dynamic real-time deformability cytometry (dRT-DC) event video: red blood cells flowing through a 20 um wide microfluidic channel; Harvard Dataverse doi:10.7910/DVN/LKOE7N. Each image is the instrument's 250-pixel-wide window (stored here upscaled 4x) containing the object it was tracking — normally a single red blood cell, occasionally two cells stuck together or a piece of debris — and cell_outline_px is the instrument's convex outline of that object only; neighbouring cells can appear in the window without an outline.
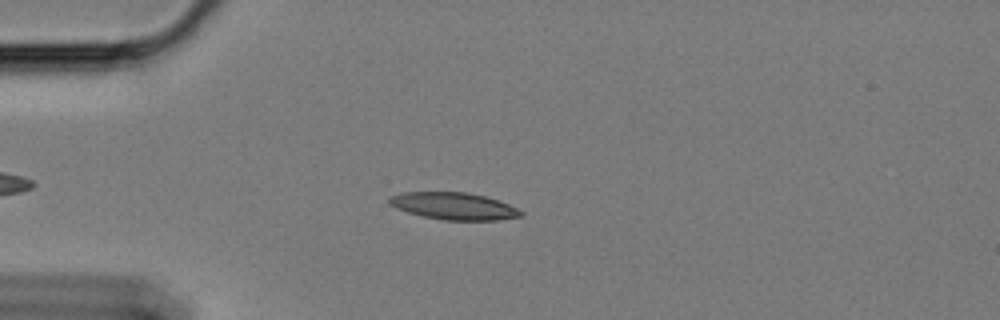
{"species": "Egyptian fruit bat (a non-hibernating species)", "species_latin": "Rousettus aegyptiacus", "temperature_condition": "cold", "stored_images_in_passage": 47, "camera_frame_rate_fps": 3000, "um_per_image_px": 0.085, "animal": {"sex": "female"}, "frame": {"image": 1, "passage_image": 12, "time_ms": 3.667, "image_size_px": [1000, 320], "cell_outline_px": [[524, 216], [496, 220], [444, 220], [424, 216], [408, 212], [396, 208], [388, 204], [388, 196], [400, 192], [464, 192], [484, 196], [508, 204], [524, 212]], "centroid_in_image_um": [38.54, 17.51], "position_along_channel_um": 46.5, "area_um2": 20.75}}
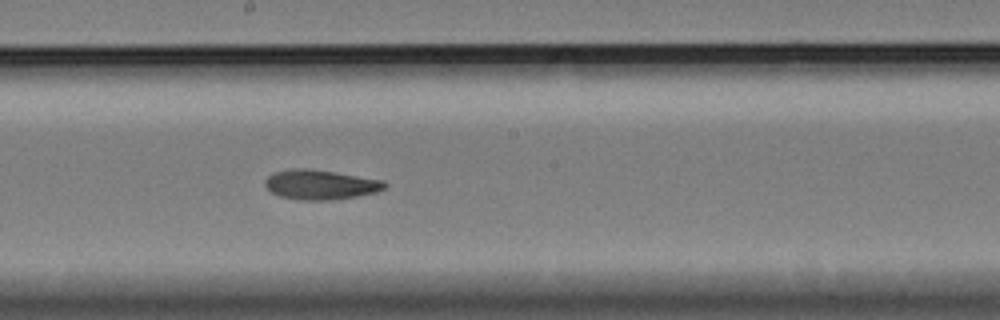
{"frame": {"image": 2, "passage_image": 29, "time_ms": 9.333, "image_size_px": [1000, 320], "cell_outline_px": [[388, 184], [384, 188], [376, 192], [356, 196], [332, 200], [304, 200], [280, 196], [272, 192], [264, 184], [264, 180], [268, 176], [276, 172], [292, 168], [308, 168], [336, 172], [384, 180]], "centroid_in_image_um": [27.25, 15.68], "position_along_channel_um": 220.9, "area_um2": 20.63}}
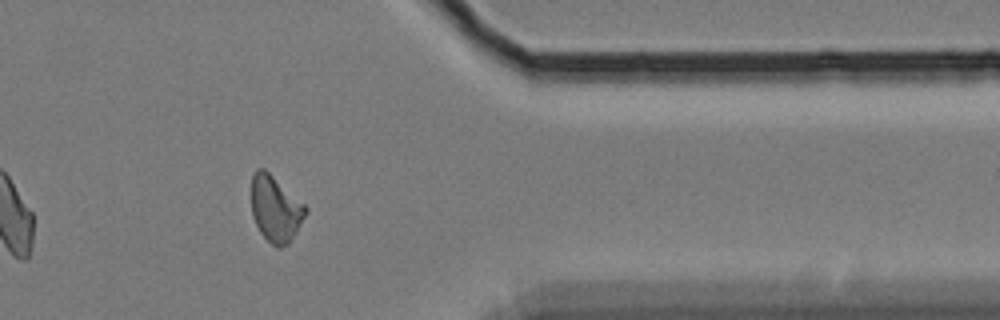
{"frame": {"image": 3, "passage_image": 45, "time_ms": 14.667, "image_size_px": [1000, 320], "cell_outline_px": [[308, 212], [288, 244], [280, 248], [276, 248], [260, 232], [252, 216], [252, 176], [256, 168], [264, 168], [304, 204], [308, 208]], "centroid_in_image_um": [23.41, 17.75], "position_along_channel_um": 388.0, "area_um2": 20.63}, "authors_computed_cell_mechanics": {"area_um2": 20.519, "velocity_mm_per_s": 3.3938, "shape_relaxation_time_tau1_ms": null, "shape_relaxation_time_tau2_ms": 7.2425, "deformation_change_tau1": null, "deformation_change_tau2": 0.1341}}